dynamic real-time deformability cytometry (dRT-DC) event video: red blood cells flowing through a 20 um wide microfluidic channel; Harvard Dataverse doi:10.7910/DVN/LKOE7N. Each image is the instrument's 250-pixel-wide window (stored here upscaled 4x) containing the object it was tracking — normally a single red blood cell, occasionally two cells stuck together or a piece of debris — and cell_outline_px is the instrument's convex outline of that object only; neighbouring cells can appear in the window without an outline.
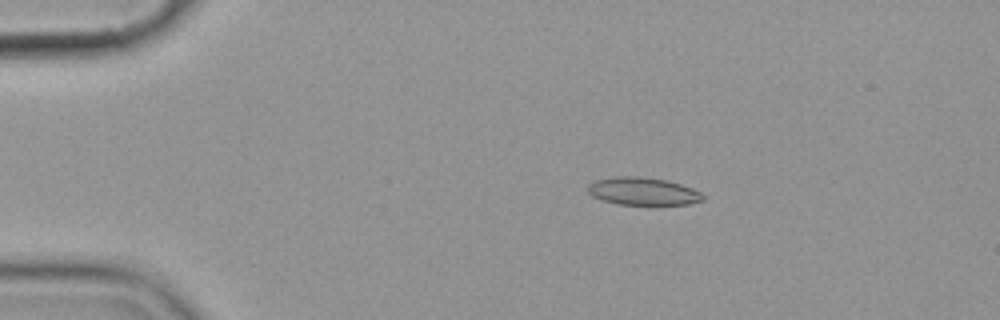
{"species": "common noctule bat (a hibernating species)", "species_latin": "Nyctalus noctula", "temperature_condition": "cold", "stored_images_in_passage": 7, "camera_frame_rate_fps": 3000, "um_per_image_px": 0.085, "animal": {"sex": "female", "body_mass_g": 19.9}, "frame": {"image": 1, "passage_image": 3, "time_ms": 3.0, "image_size_px": [1000, 320], "cell_outline_px": [[704, 200], [688, 204], [616, 204], [592, 196], [588, 192], [588, 184], [596, 180], [612, 176], [636, 176], [664, 180], [680, 184], [692, 188], [700, 192], [704, 196]], "centroid_in_image_um": [54.62, 16.25], "position_along_channel_um": 30.4, "area_um2": 18.38}}
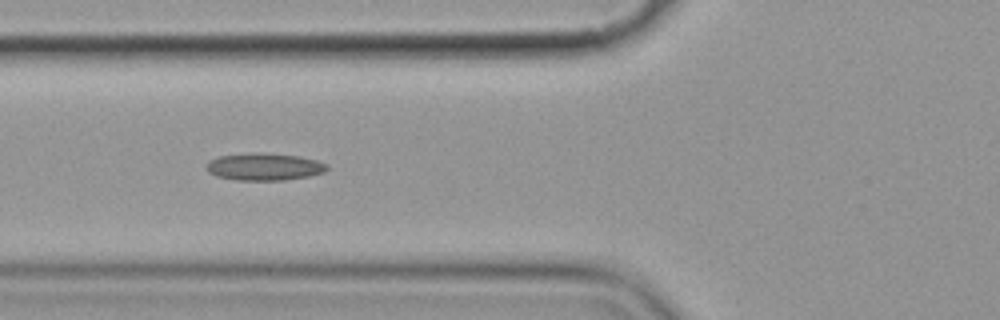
{"frame": {"image": 2, "passage_image": 6, "time_ms": 6.667, "image_size_px": [1000, 320], "cell_outline_px": [[328, 168], [324, 172], [308, 176], [284, 180], [236, 180], [216, 176], [208, 172], [204, 168], [212, 160], [220, 156], [256, 152], [260, 152], [300, 156], [316, 160], [328, 164]], "centroid_in_image_um": [22.47, 14.17], "position_along_channel_um": 103.3, "area_um2": 19.13}}
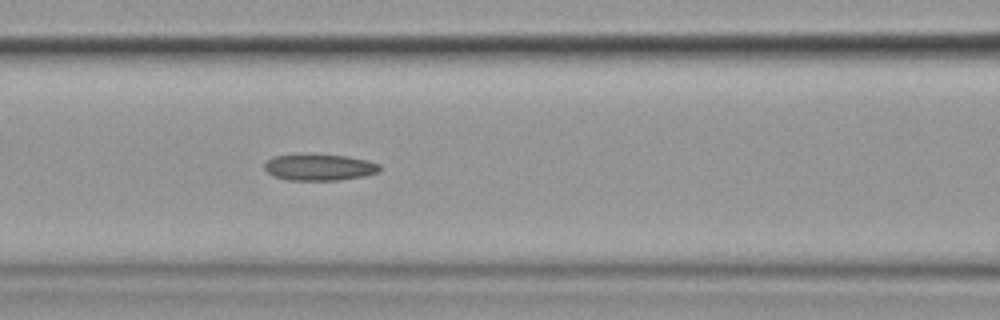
{"frame": {"image": 3, "passage_image": 7, "time_ms": 7.667, "image_size_px": [1000, 320], "cell_outline_px": [[380, 172], [364, 176], [340, 180], [288, 180], [272, 176], [264, 168], [264, 164], [272, 156], [308, 152], [348, 156], [368, 160], [380, 164]], "centroid_in_image_um": [27.13, 14.18], "position_along_channel_um": 139.5, "area_um2": 18.44}}